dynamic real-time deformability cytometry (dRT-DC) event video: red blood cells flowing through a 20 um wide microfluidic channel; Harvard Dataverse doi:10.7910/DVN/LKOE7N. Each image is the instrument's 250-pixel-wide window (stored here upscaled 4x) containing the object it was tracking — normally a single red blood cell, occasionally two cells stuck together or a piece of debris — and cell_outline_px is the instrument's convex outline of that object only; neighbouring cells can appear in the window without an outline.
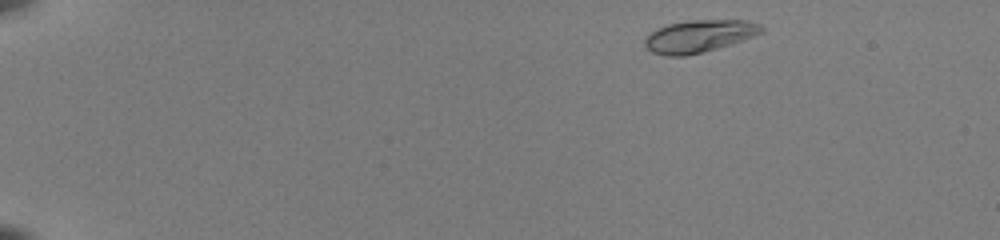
{"species": "common noctule bat (a hibernating species)", "species_latin": "Nyctalus noctula", "temperature_condition": "room temperature", "stored_images_in_passage": 46, "camera_frame_rate_fps": 3000, "um_per_image_px": 0.085, "animal": {"sex": "female", "body_mass_g": 22.0, "forearm_length_mm": 56.7}, "frame": {"image": 1, "passage_image": 2, "time_ms": 0.333, "image_size_px": [1000, 240], "cell_outline_px": [[764, 32], [732, 44], [684, 56], [668, 56], [652, 52], [644, 44], [644, 40], [652, 32], [668, 24], [688, 20], [748, 20], [760, 24], [764, 28]], "centroid_in_image_um": [59.47, 3.06], "position_along_channel_um": 25.5, "area_um2": 21.79}}
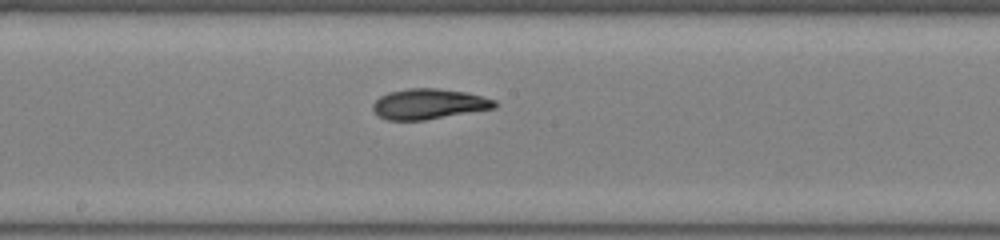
{"frame": {"image": 2, "passage_image": 25, "time_ms": 8.0, "image_size_px": [1000, 240], "cell_outline_px": [[500, 104], [496, 108], [424, 120], [388, 120], [380, 116], [372, 108], [372, 104], [380, 96], [388, 92], [408, 88], [436, 88], [468, 92], [496, 100]], "centroid_in_image_um": [36.49, 8.83], "position_along_channel_um": 211.7, "area_um2": 21.68}}
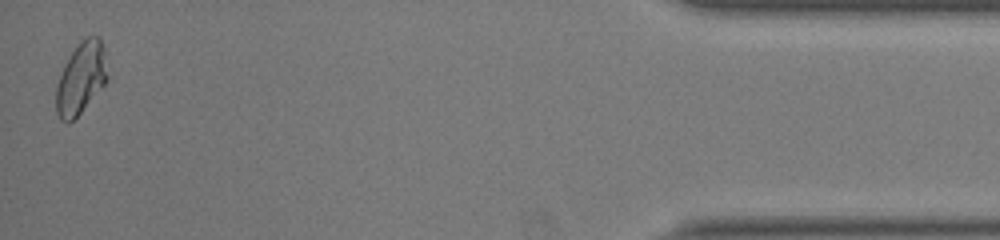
{"frame": {"image": 3, "passage_image": 46, "time_ms": 15.0, "image_size_px": [1000, 240], "cell_outline_px": [[108, 80], [80, 112], [68, 124], [64, 124], [60, 120], [56, 112], [56, 88], [64, 64], [72, 52], [88, 36], [100, 36], [104, 48], [108, 76]], "centroid_in_image_um": [6.89, 6.67], "position_along_channel_um": 428.3, "area_um2": 21.15}, "authors_computed_cell_mechanics": {"area_um2": 21.2704, "velocity_mm_per_s": 4.0073, "shape_relaxation_time_tau1_ms": 5.3464, "shape_relaxation_time_tau2_ms": 0.0483, "deformation_change_tau1": 0.1709, "deformation_change_tau2": 0.029}}